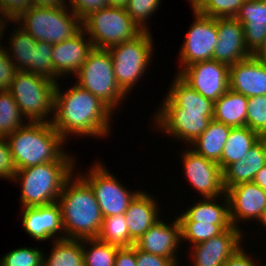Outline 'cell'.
Segmentation results:
<instances>
[{
    "label": "cell",
    "instance_id": "cell-1",
    "mask_svg": "<svg viewBox=\"0 0 266 266\" xmlns=\"http://www.w3.org/2000/svg\"><path fill=\"white\" fill-rule=\"evenodd\" d=\"M61 90L57 83L51 123L66 141L70 135L101 139L110 135L111 118L115 112L107 104L76 83L65 93Z\"/></svg>",
    "mask_w": 266,
    "mask_h": 266
},
{
    "label": "cell",
    "instance_id": "cell-2",
    "mask_svg": "<svg viewBox=\"0 0 266 266\" xmlns=\"http://www.w3.org/2000/svg\"><path fill=\"white\" fill-rule=\"evenodd\" d=\"M17 170L46 162H74L51 122H26L6 138ZM64 147V148H63Z\"/></svg>",
    "mask_w": 266,
    "mask_h": 266
},
{
    "label": "cell",
    "instance_id": "cell-3",
    "mask_svg": "<svg viewBox=\"0 0 266 266\" xmlns=\"http://www.w3.org/2000/svg\"><path fill=\"white\" fill-rule=\"evenodd\" d=\"M75 172L58 198L65 238H97L103 216L90 185ZM76 174V175H75Z\"/></svg>",
    "mask_w": 266,
    "mask_h": 266
},
{
    "label": "cell",
    "instance_id": "cell-4",
    "mask_svg": "<svg viewBox=\"0 0 266 266\" xmlns=\"http://www.w3.org/2000/svg\"><path fill=\"white\" fill-rule=\"evenodd\" d=\"M75 162H46L19 169L12 181L21 184V206L35 207L58 201L66 181L75 173Z\"/></svg>",
    "mask_w": 266,
    "mask_h": 266
},
{
    "label": "cell",
    "instance_id": "cell-5",
    "mask_svg": "<svg viewBox=\"0 0 266 266\" xmlns=\"http://www.w3.org/2000/svg\"><path fill=\"white\" fill-rule=\"evenodd\" d=\"M66 6H31L12 23L29 33L36 41L57 44L71 38L82 29V20Z\"/></svg>",
    "mask_w": 266,
    "mask_h": 266
},
{
    "label": "cell",
    "instance_id": "cell-6",
    "mask_svg": "<svg viewBox=\"0 0 266 266\" xmlns=\"http://www.w3.org/2000/svg\"><path fill=\"white\" fill-rule=\"evenodd\" d=\"M56 84L48 78L18 71L8 91L14 97L21 115L26 118L25 120L28 122H52L50 116L53 115L54 110Z\"/></svg>",
    "mask_w": 266,
    "mask_h": 266
},
{
    "label": "cell",
    "instance_id": "cell-7",
    "mask_svg": "<svg viewBox=\"0 0 266 266\" xmlns=\"http://www.w3.org/2000/svg\"><path fill=\"white\" fill-rule=\"evenodd\" d=\"M82 29L97 49H109L133 40L143 31L127 14L125 8H101L82 19Z\"/></svg>",
    "mask_w": 266,
    "mask_h": 266
},
{
    "label": "cell",
    "instance_id": "cell-8",
    "mask_svg": "<svg viewBox=\"0 0 266 266\" xmlns=\"http://www.w3.org/2000/svg\"><path fill=\"white\" fill-rule=\"evenodd\" d=\"M150 31H143L130 41L119 43L107 49L112 57L117 84L126 94L131 93L135 84L149 68L155 47ZM137 82V83H136Z\"/></svg>",
    "mask_w": 266,
    "mask_h": 266
},
{
    "label": "cell",
    "instance_id": "cell-9",
    "mask_svg": "<svg viewBox=\"0 0 266 266\" xmlns=\"http://www.w3.org/2000/svg\"><path fill=\"white\" fill-rule=\"evenodd\" d=\"M75 76L76 84L100 98L113 111L127 98L117 84L107 49L94 48Z\"/></svg>",
    "mask_w": 266,
    "mask_h": 266
},
{
    "label": "cell",
    "instance_id": "cell-10",
    "mask_svg": "<svg viewBox=\"0 0 266 266\" xmlns=\"http://www.w3.org/2000/svg\"><path fill=\"white\" fill-rule=\"evenodd\" d=\"M80 176L90 185L103 218L125 214L128 205L141 191L127 189L100 161Z\"/></svg>",
    "mask_w": 266,
    "mask_h": 266
},
{
    "label": "cell",
    "instance_id": "cell-11",
    "mask_svg": "<svg viewBox=\"0 0 266 266\" xmlns=\"http://www.w3.org/2000/svg\"><path fill=\"white\" fill-rule=\"evenodd\" d=\"M153 125L164 135L191 144L213 120L214 110H185L183 108H158Z\"/></svg>",
    "mask_w": 266,
    "mask_h": 266
},
{
    "label": "cell",
    "instance_id": "cell-12",
    "mask_svg": "<svg viewBox=\"0 0 266 266\" xmlns=\"http://www.w3.org/2000/svg\"><path fill=\"white\" fill-rule=\"evenodd\" d=\"M194 22L189 27L179 50V72L194 63L213 59V50L218 41L216 18L193 10Z\"/></svg>",
    "mask_w": 266,
    "mask_h": 266
},
{
    "label": "cell",
    "instance_id": "cell-13",
    "mask_svg": "<svg viewBox=\"0 0 266 266\" xmlns=\"http://www.w3.org/2000/svg\"><path fill=\"white\" fill-rule=\"evenodd\" d=\"M229 69L227 64L212 59L189 65L176 74L203 97L215 102L229 89Z\"/></svg>",
    "mask_w": 266,
    "mask_h": 266
},
{
    "label": "cell",
    "instance_id": "cell-14",
    "mask_svg": "<svg viewBox=\"0 0 266 266\" xmlns=\"http://www.w3.org/2000/svg\"><path fill=\"white\" fill-rule=\"evenodd\" d=\"M181 156L185 179L203 198L225 194L223 173L218 163L204 158L191 148L183 151Z\"/></svg>",
    "mask_w": 266,
    "mask_h": 266
},
{
    "label": "cell",
    "instance_id": "cell-15",
    "mask_svg": "<svg viewBox=\"0 0 266 266\" xmlns=\"http://www.w3.org/2000/svg\"><path fill=\"white\" fill-rule=\"evenodd\" d=\"M244 235L242 229L231 226L218 236L190 245L191 266H223L242 247Z\"/></svg>",
    "mask_w": 266,
    "mask_h": 266
},
{
    "label": "cell",
    "instance_id": "cell-16",
    "mask_svg": "<svg viewBox=\"0 0 266 266\" xmlns=\"http://www.w3.org/2000/svg\"><path fill=\"white\" fill-rule=\"evenodd\" d=\"M229 200V216L232 226L240 228L241 221L256 222L266 208V192L254 182L241 183L225 191Z\"/></svg>",
    "mask_w": 266,
    "mask_h": 266
},
{
    "label": "cell",
    "instance_id": "cell-17",
    "mask_svg": "<svg viewBox=\"0 0 266 266\" xmlns=\"http://www.w3.org/2000/svg\"><path fill=\"white\" fill-rule=\"evenodd\" d=\"M21 211L23 229L36 241L65 238L61 207L58 202L35 207H21Z\"/></svg>",
    "mask_w": 266,
    "mask_h": 266
},
{
    "label": "cell",
    "instance_id": "cell-18",
    "mask_svg": "<svg viewBox=\"0 0 266 266\" xmlns=\"http://www.w3.org/2000/svg\"><path fill=\"white\" fill-rule=\"evenodd\" d=\"M81 29L77 34L60 43L53 44L52 64L55 71V79L73 74L74 78L89 53L94 49L92 41ZM59 77V78H58ZM58 78V79H57Z\"/></svg>",
    "mask_w": 266,
    "mask_h": 266
},
{
    "label": "cell",
    "instance_id": "cell-19",
    "mask_svg": "<svg viewBox=\"0 0 266 266\" xmlns=\"http://www.w3.org/2000/svg\"><path fill=\"white\" fill-rule=\"evenodd\" d=\"M218 41L213 50V60L231 66L252 56L245 40L243 25L234 17L216 18Z\"/></svg>",
    "mask_w": 266,
    "mask_h": 266
},
{
    "label": "cell",
    "instance_id": "cell-20",
    "mask_svg": "<svg viewBox=\"0 0 266 266\" xmlns=\"http://www.w3.org/2000/svg\"><path fill=\"white\" fill-rule=\"evenodd\" d=\"M171 224L160 219L148 229L134 244L140 250L166 258H178L176 252L180 248L181 224L178 219Z\"/></svg>",
    "mask_w": 266,
    "mask_h": 266
},
{
    "label": "cell",
    "instance_id": "cell-21",
    "mask_svg": "<svg viewBox=\"0 0 266 266\" xmlns=\"http://www.w3.org/2000/svg\"><path fill=\"white\" fill-rule=\"evenodd\" d=\"M229 89L247 98L266 95V65L255 55L231 65Z\"/></svg>",
    "mask_w": 266,
    "mask_h": 266
},
{
    "label": "cell",
    "instance_id": "cell-22",
    "mask_svg": "<svg viewBox=\"0 0 266 266\" xmlns=\"http://www.w3.org/2000/svg\"><path fill=\"white\" fill-rule=\"evenodd\" d=\"M234 18L243 25L245 44L255 55L266 39V0H246Z\"/></svg>",
    "mask_w": 266,
    "mask_h": 266
},
{
    "label": "cell",
    "instance_id": "cell-23",
    "mask_svg": "<svg viewBox=\"0 0 266 266\" xmlns=\"http://www.w3.org/2000/svg\"><path fill=\"white\" fill-rule=\"evenodd\" d=\"M141 190L128 205L125 219L129 236L136 242L148 229L160 220V208L155 197Z\"/></svg>",
    "mask_w": 266,
    "mask_h": 266
},
{
    "label": "cell",
    "instance_id": "cell-24",
    "mask_svg": "<svg viewBox=\"0 0 266 266\" xmlns=\"http://www.w3.org/2000/svg\"><path fill=\"white\" fill-rule=\"evenodd\" d=\"M266 165V137H262L246 154L237 162L230 164L223 173L225 191L241 183L252 182L255 175Z\"/></svg>",
    "mask_w": 266,
    "mask_h": 266
},
{
    "label": "cell",
    "instance_id": "cell-25",
    "mask_svg": "<svg viewBox=\"0 0 266 266\" xmlns=\"http://www.w3.org/2000/svg\"><path fill=\"white\" fill-rule=\"evenodd\" d=\"M223 201L220 204L217 201ZM201 197L194 202L186 211H181L179 221H196L218 225L223 231L229 229L232 224L229 216V200L226 193L220 197ZM203 199V200H202Z\"/></svg>",
    "mask_w": 266,
    "mask_h": 266
},
{
    "label": "cell",
    "instance_id": "cell-26",
    "mask_svg": "<svg viewBox=\"0 0 266 266\" xmlns=\"http://www.w3.org/2000/svg\"><path fill=\"white\" fill-rule=\"evenodd\" d=\"M158 108H183L185 110H214V102L192 89L178 75L174 77ZM163 105V106H162Z\"/></svg>",
    "mask_w": 266,
    "mask_h": 266
},
{
    "label": "cell",
    "instance_id": "cell-27",
    "mask_svg": "<svg viewBox=\"0 0 266 266\" xmlns=\"http://www.w3.org/2000/svg\"><path fill=\"white\" fill-rule=\"evenodd\" d=\"M231 128L212 120L207 129L190 144L191 149L204 158L218 163L220 166L224 145Z\"/></svg>",
    "mask_w": 266,
    "mask_h": 266
},
{
    "label": "cell",
    "instance_id": "cell-28",
    "mask_svg": "<svg viewBox=\"0 0 266 266\" xmlns=\"http://www.w3.org/2000/svg\"><path fill=\"white\" fill-rule=\"evenodd\" d=\"M248 98L228 89L214 102L213 120L232 128L246 126Z\"/></svg>",
    "mask_w": 266,
    "mask_h": 266
},
{
    "label": "cell",
    "instance_id": "cell-29",
    "mask_svg": "<svg viewBox=\"0 0 266 266\" xmlns=\"http://www.w3.org/2000/svg\"><path fill=\"white\" fill-rule=\"evenodd\" d=\"M261 138L247 126L231 128L220 159L222 172L230 164L242 160Z\"/></svg>",
    "mask_w": 266,
    "mask_h": 266
},
{
    "label": "cell",
    "instance_id": "cell-30",
    "mask_svg": "<svg viewBox=\"0 0 266 266\" xmlns=\"http://www.w3.org/2000/svg\"><path fill=\"white\" fill-rule=\"evenodd\" d=\"M51 244L49 256L43 253V266H84L83 239H56Z\"/></svg>",
    "mask_w": 266,
    "mask_h": 266
},
{
    "label": "cell",
    "instance_id": "cell-31",
    "mask_svg": "<svg viewBox=\"0 0 266 266\" xmlns=\"http://www.w3.org/2000/svg\"><path fill=\"white\" fill-rule=\"evenodd\" d=\"M14 30L9 35V50L4 48L17 71L26 72L32 66V55L37 41L19 26Z\"/></svg>",
    "mask_w": 266,
    "mask_h": 266
},
{
    "label": "cell",
    "instance_id": "cell-32",
    "mask_svg": "<svg viewBox=\"0 0 266 266\" xmlns=\"http://www.w3.org/2000/svg\"><path fill=\"white\" fill-rule=\"evenodd\" d=\"M97 239L119 248H128L135 244V241L129 236L125 214L103 218Z\"/></svg>",
    "mask_w": 266,
    "mask_h": 266
},
{
    "label": "cell",
    "instance_id": "cell-33",
    "mask_svg": "<svg viewBox=\"0 0 266 266\" xmlns=\"http://www.w3.org/2000/svg\"><path fill=\"white\" fill-rule=\"evenodd\" d=\"M14 97L8 90L0 91V137L7 138L26 122ZM24 121V122H22Z\"/></svg>",
    "mask_w": 266,
    "mask_h": 266
},
{
    "label": "cell",
    "instance_id": "cell-34",
    "mask_svg": "<svg viewBox=\"0 0 266 266\" xmlns=\"http://www.w3.org/2000/svg\"><path fill=\"white\" fill-rule=\"evenodd\" d=\"M118 249L97 238L83 239L84 266H114Z\"/></svg>",
    "mask_w": 266,
    "mask_h": 266
},
{
    "label": "cell",
    "instance_id": "cell-35",
    "mask_svg": "<svg viewBox=\"0 0 266 266\" xmlns=\"http://www.w3.org/2000/svg\"><path fill=\"white\" fill-rule=\"evenodd\" d=\"M53 44L44 41H37L32 55V66L26 71L44 78H48L56 83L55 71L52 64Z\"/></svg>",
    "mask_w": 266,
    "mask_h": 266
},
{
    "label": "cell",
    "instance_id": "cell-36",
    "mask_svg": "<svg viewBox=\"0 0 266 266\" xmlns=\"http://www.w3.org/2000/svg\"><path fill=\"white\" fill-rule=\"evenodd\" d=\"M181 224V241L189 242L192 245L218 236L223 230L215 224L196 222V221H180Z\"/></svg>",
    "mask_w": 266,
    "mask_h": 266
},
{
    "label": "cell",
    "instance_id": "cell-37",
    "mask_svg": "<svg viewBox=\"0 0 266 266\" xmlns=\"http://www.w3.org/2000/svg\"><path fill=\"white\" fill-rule=\"evenodd\" d=\"M246 0H198L194 11L213 18L234 17Z\"/></svg>",
    "mask_w": 266,
    "mask_h": 266
},
{
    "label": "cell",
    "instance_id": "cell-38",
    "mask_svg": "<svg viewBox=\"0 0 266 266\" xmlns=\"http://www.w3.org/2000/svg\"><path fill=\"white\" fill-rule=\"evenodd\" d=\"M246 126L266 137V95L248 97Z\"/></svg>",
    "mask_w": 266,
    "mask_h": 266
},
{
    "label": "cell",
    "instance_id": "cell-39",
    "mask_svg": "<svg viewBox=\"0 0 266 266\" xmlns=\"http://www.w3.org/2000/svg\"><path fill=\"white\" fill-rule=\"evenodd\" d=\"M0 266H43V250L20 247L2 256Z\"/></svg>",
    "mask_w": 266,
    "mask_h": 266
},
{
    "label": "cell",
    "instance_id": "cell-40",
    "mask_svg": "<svg viewBox=\"0 0 266 266\" xmlns=\"http://www.w3.org/2000/svg\"><path fill=\"white\" fill-rule=\"evenodd\" d=\"M161 0H128L126 12L133 21L142 29V31H150L148 19L159 9Z\"/></svg>",
    "mask_w": 266,
    "mask_h": 266
},
{
    "label": "cell",
    "instance_id": "cell-41",
    "mask_svg": "<svg viewBox=\"0 0 266 266\" xmlns=\"http://www.w3.org/2000/svg\"><path fill=\"white\" fill-rule=\"evenodd\" d=\"M16 171L8 141L0 137V179L12 181Z\"/></svg>",
    "mask_w": 266,
    "mask_h": 266
},
{
    "label": "cell",
    "instance_id": "cell-42",
    "mask_svg": "<svg viewBox=\"0 0 266 266\" xmlns=\"http://www.w3.org/2000/svg\"><path fill=\"white\" fill-rule=\"evenodd\" d=\"M3 46L0 44V91L9 90L11 82L18 72Z\"/></svg>",
    "mask_w": 266,
    "mask_h": 266
},
{
    "label": "cell",
    "instance_id": "cell-43",
    "mask_svg": "<svg viewBox=\"0 0 266 266\" xmlns=\"http://www.w3.org/2000/svg\"><path fill=\"white\" fill-rule=\"evenodd\" d=\"M31 6V0H0V13L6 21H14Z\"/></svg>",
    "mask_w": 266,
    "mask_h": 266
},
{
    "label": "cell",
    "instance_id": "cell-44",
    "mask_svg": "<svg viewBox=\"0 0 266 266\" xmlns=\"http://www.w3.org/2000/svg\"><path fill=\"white\" fill-rule=\"evenodd\" d=\"M67 3L65 6L70 7L81 20L90 12L108 6V0H69Z\"/></svg>",
    "mask_w": 266,
    "mask_h": 266
},
{
    "label": "cell",
    "instance_id": "cell-45",
    "mask_svg": "<svg viewBox=\"0 0 266 266\" xmlns=\"http://www.w3.org/2000/svg\"><path fill=\"white\" fill-rule=\"evenodd\" d=\"M137 266H179L177 258H166L136 248Z\"/></svg>",
    "mask_w": 266,
    "mask_h": 266
},
{
    "label": "cell",
    "instance_id": "cell-46",
    "mask_svg": "<svg viewBox=\"0 0 266 266\" xmlns=\"http://www.w3.org/2000/svg\"><path fill=\"white\" fill-rule=\"evenodd\" d=\"M114 266H137L136 247L119 248Z\"/></svg>",
    "mask_w": 266,
    "mask_h": 266
},
{
    "label": "cell",
    "instance_id": "cell-47",
    "mask_svg": "<svg viewBox=\"0 0 266 266\" xmlns=\"http://www.w3.org/2000/svg\"><path fill=\"white\" fill-rule=\"evenodd\" d=\"M248 255V252H245L242 246L229 257L223 266H258L255 264V261L251 256L252 254Z\"/></svg>",
    "mask_w": 266,
    "mask_h": 266
},
{
    "label": "cell",
    "instance_id": "cell-48",
    "mask_svg": "<svg viewBox=\"0 0 266 266\" xmlns=\"http://www.w3.org/2000/svg\"><path fill=\"white\" fill-rule=\"evenodd\" d=\"M32 6L36 7H59L65 6L64 0H31Z\"/></svg>",
    "mask_w": 266,
    "mask_h": 266
},
{
    "label": "cell",
    "instance_id": "cell-49",
    "mask_svg": "<svg viewBox=\"0 0 266 266\" xmlns=\"http://www.w3.org/2000/svg\"><path fill=\"white\" fill-rule=\"evenodd\" d=\"M266 192V165L255 175L253 181Z\"/></svg>",
    "mask_w": 266,
    "mask_h": 266
},
{
    "label": "cell",
    "instance_id": "cell-50",
    "mask_svg": "<svg viewBox=\"0 0 266 266\" xmlns=\"http://www.w3.org/2000/svg\"><path fill=\"white\" fill-rule=\"evenodd\" d=\"M255 56L264 64L266 65V39L263 46L258 50Z\"/></svg>",
    "mask_w": 266,
    "mask_h": 266
},
{
    "label": "cell",
    "instance_id": "cell-51",
    "mask_svg": "<svg viewBox=\"0 0 266 266\" xmlns=\"http://www.w3.org/2000/svg\"><path fill=\"white\" fill-rule=\"evenodd\" d=\"M128 0H108V6L126 8Z\"/></svg>",
    "mask_w": 266,
    "mask_h": 266
},
{
    "label": "cell",
    "instance_id": "cell-52",
    "mask_svg": "<svg viewBox=\"0 0 266 266\" xmlns=\"http://www.w3.org/2000/svg\"><path fill=\"white\" fill-rule=\"evenodd\" d=\"M8 22L10 23L11 21H6L2 16H0V39L3 38L5 29L7 30L6 26L9 25Z\"/></svg>",
    "mask_w": 266,
    "mask_h": 266
},
{
    "label": "cell",
    "instance_id": "cell-53",
    "mask_svg": "<svg viewBox=\"0 0 266 266\" xmlns=\"http://www.w3.org/2000/svg\"><path fill=\"white\" fill-rule=\"evenodd\" d=\"M260 224H259V223ZM256 224H259V225H262V227L264 226L265 229H266V208L263 210L260 218L258 219L257 223Z\"/></svg>",
    "mask_w": 266,
    "mask_h": 266
},
{
    "label": "cell",
    "instance_id": "cell-54",
    "mask_svg": "<svg viewBox=\"0 0 266 266\" xmlns=\"http://www.w3.org/2000/svg\"><path fill=\"white\" fill-rule=\"evenodd\" d=\"M189 2H190V6H191V9L192 10H194V8H195V6H196V4H197V2H198V0H188Z\"/></svg>",
    "mask_w": 266,
    "mask_h": 266
}]
</instances>
